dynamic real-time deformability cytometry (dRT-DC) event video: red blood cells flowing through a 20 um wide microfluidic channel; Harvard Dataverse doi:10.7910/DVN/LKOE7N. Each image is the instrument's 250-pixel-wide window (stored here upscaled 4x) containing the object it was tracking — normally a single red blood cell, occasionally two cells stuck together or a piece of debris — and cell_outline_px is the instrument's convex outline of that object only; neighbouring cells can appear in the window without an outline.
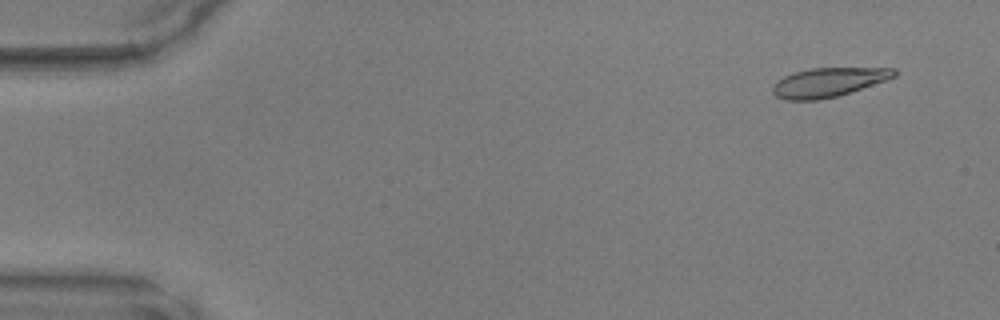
{"species": "common noctule bat (a hibernating species)", "species_latin": "Nyctalus noctula", "temperature_condition": "warm", "stored_images_in_passage": 48, "camera_frame_rate_fps": 3000, "um_per_image_px": 0.085, "animal": {"sex": "male", "body_mass_g": 17.9, "forearm_length_mm": 54.2}, "frame": {"image": 1, "passage_image": 4, "time_ms": 1.0, "image_size_px": [1000, 320], "cell_outline_px": [[896, 76], [836, 96], [816, 100], [784, 100], [776, 96], [772, 92], [772, 88], [776, 80], [784, 76], [796, 72], [812, 68], [896, 68]], "centroid_in_image_um": [70.35, 6.99], "position_along_channel_um": 14.7, "area_um2": 20.23}}
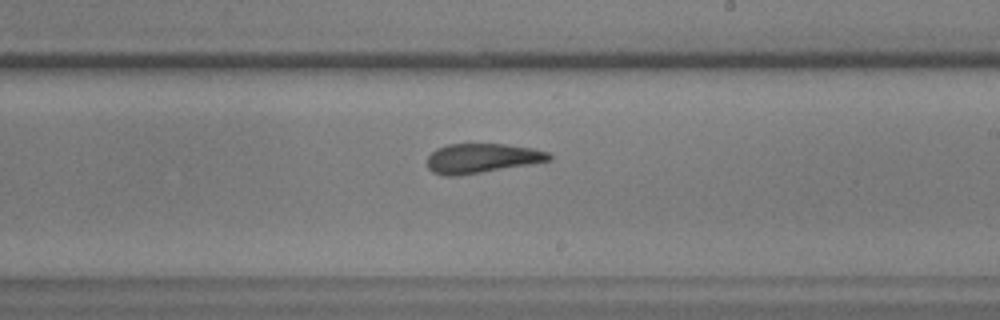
{"frame": {"image": 2, "passage_image": 29, "time_ms": 9.333, "image_size_px": [1000, 320], "cell_outline_px": [[552, 160], [532, 164], [460, 176], [440, 176], [432, 172], [428, 168], [428, 156], [436, 148], [448, 144], [504, 144], [532, 148], [548, 152], [552, 156]], "centroid_in_image_um": [40.95, 13.47], "position_along_channel_um": 248.1, "area_um2": 21.21}}
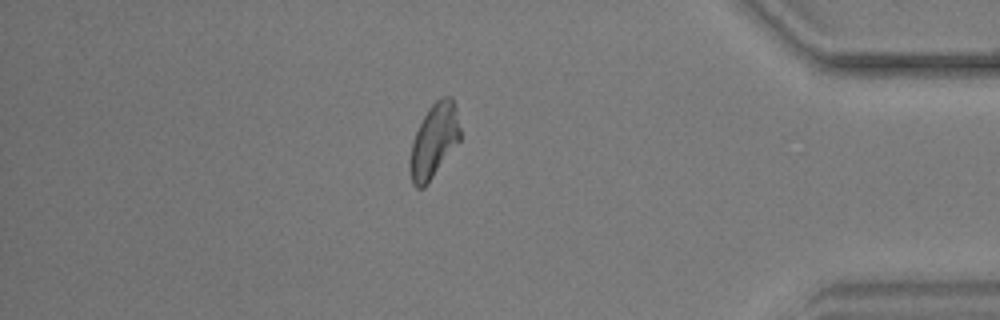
{"frame": {"image": 3, "passage_image": 42, "time_ms": 13.667, "image_size_px": [1000, 320], "cell_outline_px": [[460, 140], [424, 188], [416, 188], [412, 184], [408, 168], [408, 160], [412, 144], [416, 132], [428, 108], [436, 100], [444, 96], [452, 96], [456, 108], [460, 128]], "centroid_in_image_um": [36.87, 11.98], "position_along_channel_um": 398.3, "area_um2": 21.62}}